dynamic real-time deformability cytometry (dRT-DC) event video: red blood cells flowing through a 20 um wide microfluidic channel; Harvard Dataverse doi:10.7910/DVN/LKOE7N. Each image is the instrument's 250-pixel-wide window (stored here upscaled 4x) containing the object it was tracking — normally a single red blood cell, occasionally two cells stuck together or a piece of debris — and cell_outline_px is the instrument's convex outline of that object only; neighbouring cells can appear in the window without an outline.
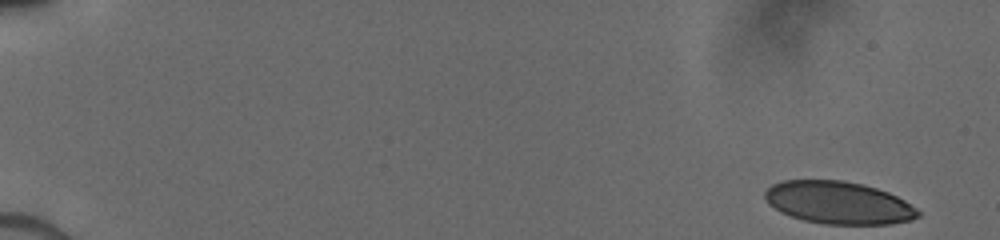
{"species": "human", "species_latin": "Homo sapiens", "temperature_condition": "cold", "stored_images_in_passage": 20, "camera_frame_rate_fps": 3000, "um_per_image_px": 0.085, "donor": {"sex": "male"}, "frame": {"image": 1, "passage_image": 1, "time_ms": 0.0, "image_size_px": [1000, 240], "cell_outline_px": [[920, 216], [912, 220], [892, 224], [824, 224], [804, 220], [780, 212], [768, 204], [764, 196], [764, 192], [772, 184], [784, 180], [844, 180], [864, 184], [888, 192], [904, 200], [916, 208], [920, 212]], "centroid_in_image_um": [71.27, 17.23], "position_along_channel_um": 13.7, "area_um2": 38.09}}
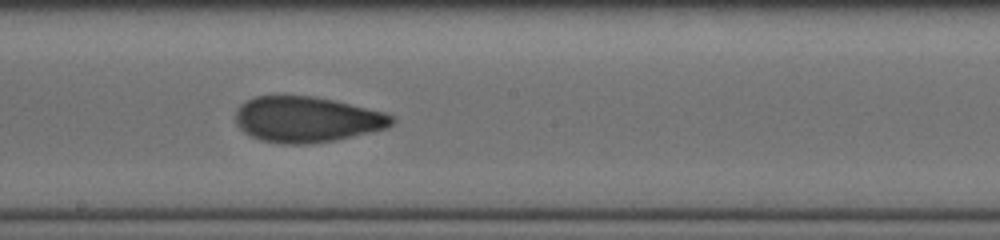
{"frame": {"image": 2, "passage_image": 12, "time_ms": 9.333, "image_size_px": [1000, 240], "cell_outline_px": [[396, 120], [388, 128], [336, 140], [308, 144], [284, 144], [260, 140], [244, 132], [236, 124], [236, 108], [240, 104], [256, 96], [312, 96], [332, 100], [384, 112], [396, 116]], "centroid_in_image_um": [26.09, 10.16], "position_along_channel_um": 222.1, "area_um2": 41.62}}
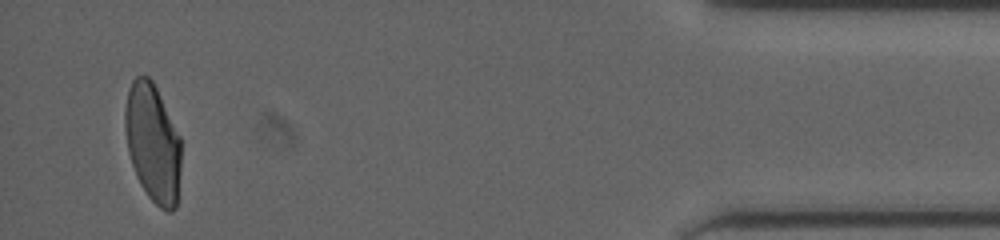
{"frame": {"image": 3, "passage_image": 20, "time_ms": 15.667, "image_size_px": [1000, 240], "cell_outline_px": [[180, 172], [176, 208], [172, 212], [168, 212], [160, 208], [148, 196], [140, 184], [136, 176], [128, 152], [124, 124], [124, 108], [128, 92], [132, 80], [136, 76], [148, 76], [152, 80], [180, 136]], "centroid_in_image_um": [12.97, 12.17], "position_along_channel_um": 422.2, "area_um2": 38.67}}